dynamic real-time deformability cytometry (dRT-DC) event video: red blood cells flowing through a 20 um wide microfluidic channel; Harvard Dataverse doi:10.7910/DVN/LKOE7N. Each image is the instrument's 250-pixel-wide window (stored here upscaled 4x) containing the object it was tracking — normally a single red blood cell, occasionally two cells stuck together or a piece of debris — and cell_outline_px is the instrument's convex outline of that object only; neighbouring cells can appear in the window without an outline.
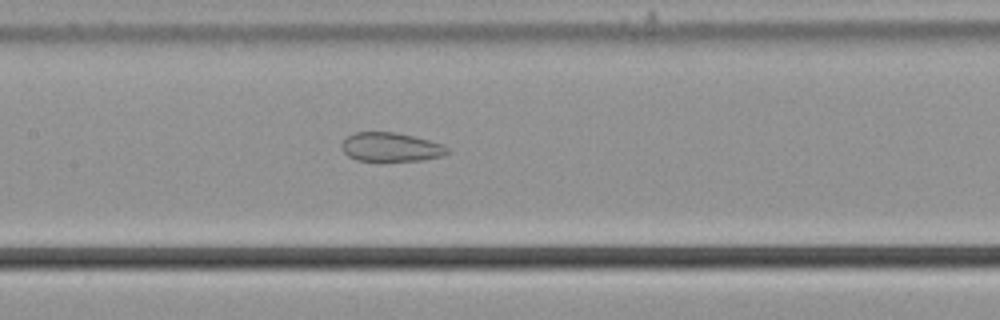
{"species": "common noctule bat (a hibernating species)", "species_latin": "Nyctalus noctula", "temperature_condition": "cold", "stored_images_in_passage": 56, "camera_frame_rate_fps": 3000, "um_per_image_px": 0.085, "animal": {"sex": "male", "body_mass_g": 21.5, "forearm_length_mm": 52.0}, "frame": {"image": 1, "passage_image": 27, "time_ms": 8.667, "image_size_px": [1000, 320], "cell_outline_px": [[448, 152], [444, 156], [424, 160], [356, 160], [348, 156], [340, 148], [340, 144], [348, 136], [356, 132], [396, 132], [444, 144], [448, 148]], "centroid_in_image_um": [33.22, 12.5], "position_along_channel_um": 174.2, "area_um2": 17.74}}
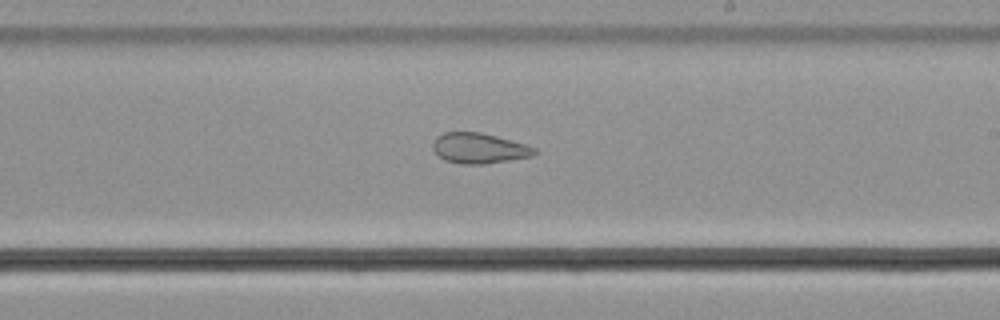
{"frame": {"image": 2, "passage_image": 33, "time_ms": 10.667, "image_size_px": [1000, 320], "cell_outline_px": [[536, 152], [532, 156], [484, 164], [460, 164], [444, 160], [432, 148], [432, 144], [436, 136], [444, 132], [480, 132], [496, 136], [524, 144], [536, 148]], "centroid_in_image_um": [40.68, 12.6], "position_along_channel_um": 248.3, "area_um2": 17.86}}
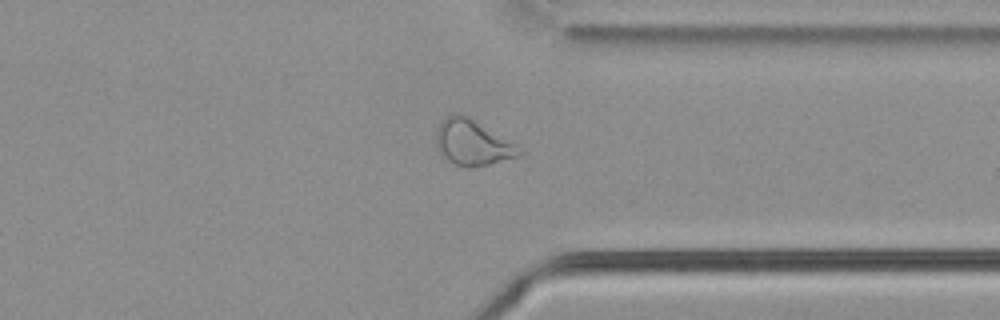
{"frame": {"image": 3, "passage_image": 43, "time_ms": 14.0, "image_size_px": [1000, 320], "cell_outline_px": [[524, 152], [520, 156], [488, 164], [468, 168], [464, 168], [452, 164], [440, 152], [436, 144], [436, 132], [440, 124], [452, 112], [460, 112], [468, 116], [524, 148]], "centroid_in_image_um": [40.2, 12.12], "position_along_channel_um": 371.2, "area_um2": 22.25}, "authors_computed_cell_mechanics": {"area_um2": 24.7384, "velocity_mm_per_s": 3.7203, "shape_relaxation_time_tau1_ms": null, "shape_relaxation_time_tau2_ms": 3.0893, "deformation_change_tau1": null, "deformation_change_tau2": 0.1009}}